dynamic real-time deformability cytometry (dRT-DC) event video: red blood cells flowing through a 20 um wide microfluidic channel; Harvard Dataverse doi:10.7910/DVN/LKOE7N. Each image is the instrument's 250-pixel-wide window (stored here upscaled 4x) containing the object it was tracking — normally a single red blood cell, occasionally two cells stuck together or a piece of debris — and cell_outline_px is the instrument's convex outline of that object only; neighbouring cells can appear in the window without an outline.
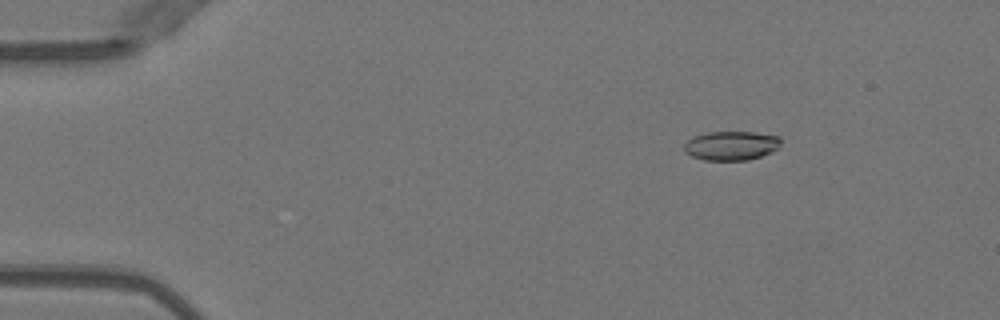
{"species": "Egyptian fruit bat (a non-hibernating species)", "species_latin": "Rousettus aegyptiacus", "temperature_condition": "warm", "stored_images_in_passage": 14, "camera_frame_rate_fps": 3000, "um_per_image_px": 0.085, "animal": {"sex": "female"}, "frame": {"image": 1, "passage_image": 8, "time_ms": 2.333, "image_size_px": [1000, 320], "cell_outline_px": [[780, 144], [772, 152], [748, 160], [704, 160], [692, 156], [684, 152], [684, 144], [692, 136], [708, 132], [756, 132], [780, 136]], "centroid_in_image_um": [62.13, 12.37], "position_along_channel_um": 22.9, "area_um2": 16.47}}